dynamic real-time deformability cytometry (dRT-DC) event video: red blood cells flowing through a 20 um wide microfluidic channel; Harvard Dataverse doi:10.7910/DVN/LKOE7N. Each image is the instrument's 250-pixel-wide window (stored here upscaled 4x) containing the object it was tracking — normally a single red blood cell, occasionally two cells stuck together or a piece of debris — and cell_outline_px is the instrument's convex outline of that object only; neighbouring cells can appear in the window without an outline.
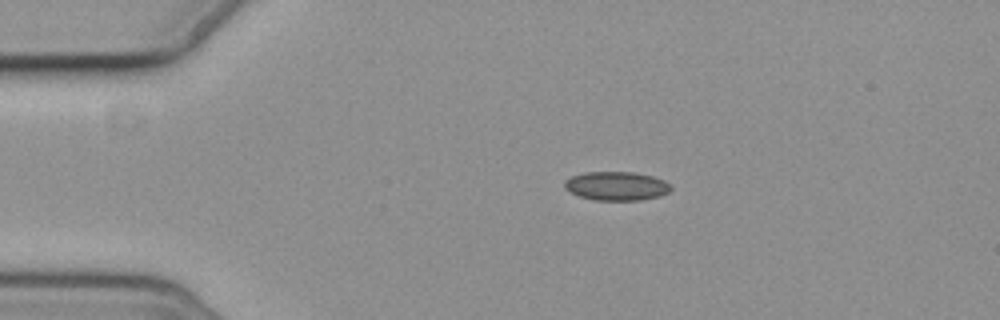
{"species": "common noctule bat (a hibernating species)", "species_latin": "Nyctalus noctula", "temperature_condition": "cold", "stored_images_in_passage": 6, "camera_frame_rate_fps": 3000, "um_per_image_px": 0.085, "animal": {"sex": "female", "body_mass_g": 19.3, "forearm_length_mm": 54.1}, "frame": {"image": 1, "passage_image": 1, "time_ms": 0.0, "image_size_px": [1000, 320], "cell_outline_px": [[672, 188], [668, 192], [660, 196], [640, 200], [596, 200], [580, 196], [564, 188], [564, 180], [572, 176], [584, 172], [636, 172], [652, 176], [664, 180]], "centroid_in_image_um": [52.4, 15.8], "position_along_channel_um": 32.6, "area_um2": 17.8}}
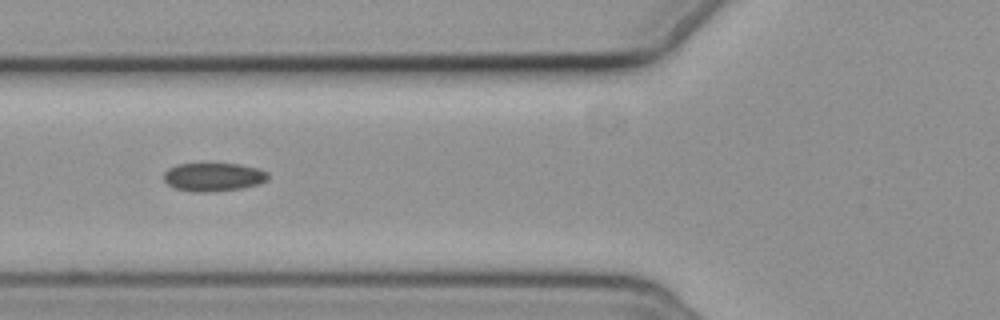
{"frame": {"image": 2, "passage_image": 4, "time_ms": 3.333, "image_size_px": [1000, 320], "cell_outline_px": [[268, 180], [256, 184], [240, 188], [208, 192], [192, 192], [176, 188], [168, 184], [164, 180], [164, 172], [168, 168], [176, 164], [240, 164], [256, 168], [268, 172]], "centroid_in_image_um": [18.11, 15.04], "position_along_channel_um": 107.7, "area_um2": 17.11}}
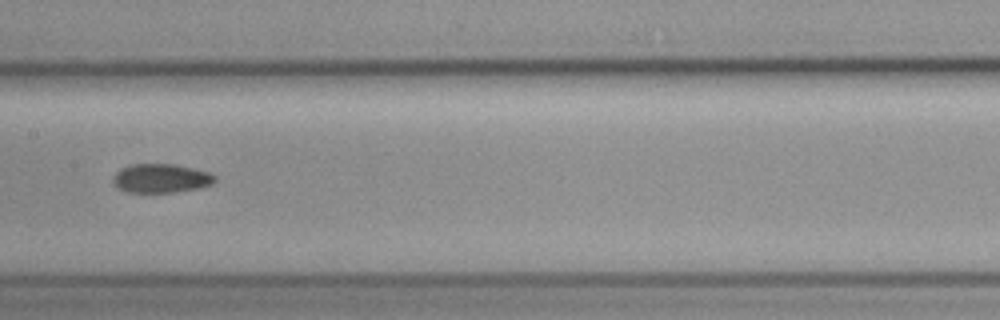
{"frame": {"image": 3, "passage_image": 6, "time_ms": 5.667, "image_size_px": [1000, 320], "cell_outline_px": [[216, 180], [212, 184], [200, 188], [172, 192], [128, 192], [112, 184], [112, 176], [120, 168], [132, 164], [176, 164], [208, 172], [216, 176]], "centroid_in_image_um": [13.67, 15.15], "position_along_channel_um": 193.7, "area_um2": 17.22}}